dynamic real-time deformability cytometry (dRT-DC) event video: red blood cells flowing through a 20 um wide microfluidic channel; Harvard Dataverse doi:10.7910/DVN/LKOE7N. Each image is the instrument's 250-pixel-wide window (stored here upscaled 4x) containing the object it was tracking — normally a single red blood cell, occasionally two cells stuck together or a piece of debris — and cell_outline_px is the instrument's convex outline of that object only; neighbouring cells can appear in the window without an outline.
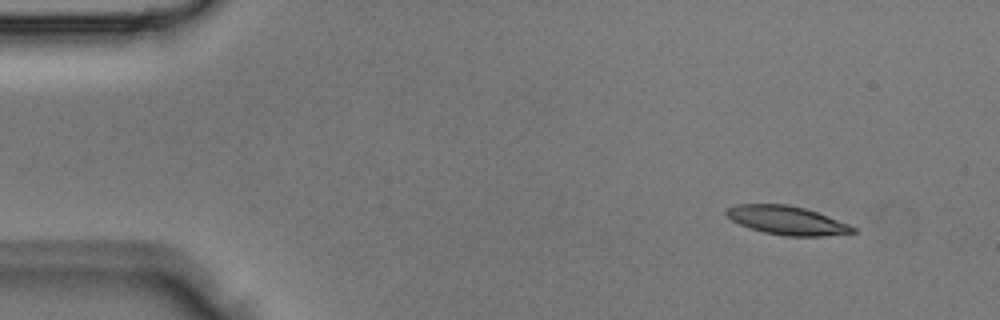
{"species": "Egyptian fruit bat (a non-hibernating species)", "species_latin": "Rousettus aegyptiacus", "temperature_condition": "room temperature", "stored_images_in_passage": 1, "camera_frame_rate_fps": 3000, "um_per_image_px": 0.085, "animal": {"sex": "male"}, "frame": {"image": 1, "passage_image": 1, "time_ms": 0.0, "image_size_px": [1000, 320], "cell_outline_px": [[860, 232], [820, 236], [784, 236], [764, 232], [748, 228], [732, 220], [724, 212], [728, 208], [736, 204], [784, 204], [804, 208], [816, 212], [848, 224], [856, 228]], "centroid_in_image_um": [66.88, 18.74], "position_along_channel_um": 18.1, "area_um2": 20.98}}